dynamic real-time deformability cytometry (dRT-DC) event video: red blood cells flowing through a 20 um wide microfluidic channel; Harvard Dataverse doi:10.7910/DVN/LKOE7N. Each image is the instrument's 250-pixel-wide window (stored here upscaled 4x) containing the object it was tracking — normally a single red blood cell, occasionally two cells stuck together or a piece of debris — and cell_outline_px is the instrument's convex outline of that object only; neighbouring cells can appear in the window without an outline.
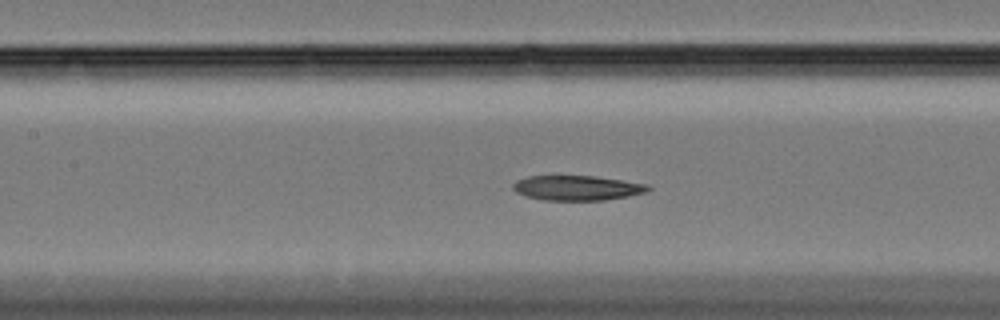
{"species": "Egyptian fruit bat (a non-hibernating species)", "species_latin": "Rousettus aegyptiacus", "temperature_condition": "cold", "stored_images_in_passage": 44, "camera_frame_rate_fps": 3000, "um_per_image_px": 0.085, "animal": {"sex": "female"}, "frame": {"image": 1, "passage_image": 11, "time_ms": 3.333, "image_size_px": [1000, 320], "cell_outline_px": [[652, 188], [648, 192], [628, 196], [604, 200], [544, 200], [528, 196], [516, 192], [512, 188], [512, 184], [516, 180], [528, 176], [592, 176], [648, 184]], "centroid_in_image_um": [49.06, 15.97], "position_along_channel_um": 158.3, "area_um2": 19.48}}
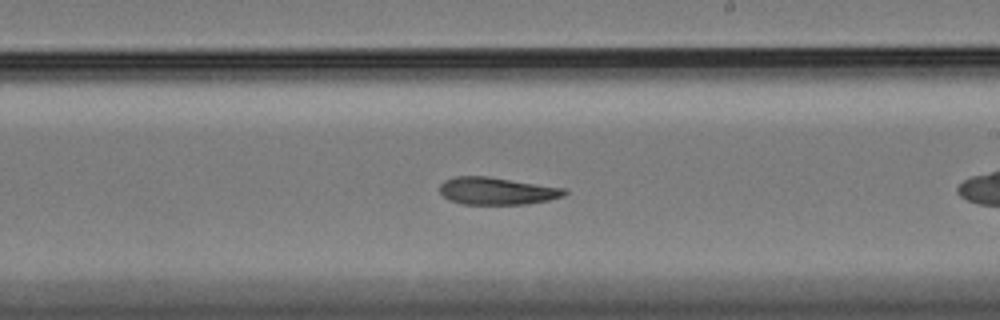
{"frame": {"image": 2, "passage_image": 19, "time_ms": 6.0, "image_size_px": [1000, 320], "cell_outline_px": [[568, 192], [564, 196], [548, 200], [528, 204], [464, 204], [448, 200], [440, 192], [440, 184], [444, 180], [456, 176], [488, 176], [564, 188]], "centroid_in_image_um": [42.22, 16.23], "position_along_channel_um": 246.8, "area_um2": 19.88}}
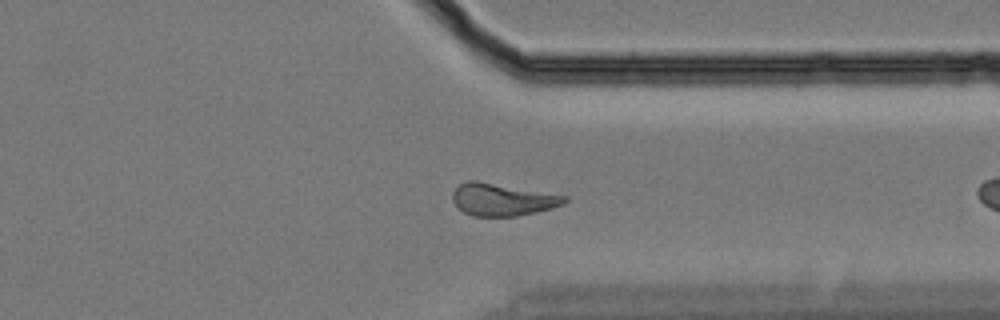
{"frame": {"image": 3, "passage_image": 30, "time_ms": 9.667, "image_size_px": [1000, 320], "cell_outline_px": [[568, 200], [564, 204], [552, 208], [536, 212], [516, 216], [472, 216], [464, 212], [452, 200], [452, 192], [460, 184], [468, 180], [476, 180], [568, 196]], "centroid_in_image_um": [42.71, 16.96], "position_along_channel_um": 368.7, "area_um2": 21.04}, "authors_computed_cell_mechanics": {"area_um2": 20.5479, "velocity_mm_per_s": 3.3248, "shape_relaxation_time_tau1_ms": 10.4411, "shape_relaxation_time_tau2_ms": 6.6537, "deformation_change_tau1": 0.2007, "deformation_change_tau2": 0.1408}}